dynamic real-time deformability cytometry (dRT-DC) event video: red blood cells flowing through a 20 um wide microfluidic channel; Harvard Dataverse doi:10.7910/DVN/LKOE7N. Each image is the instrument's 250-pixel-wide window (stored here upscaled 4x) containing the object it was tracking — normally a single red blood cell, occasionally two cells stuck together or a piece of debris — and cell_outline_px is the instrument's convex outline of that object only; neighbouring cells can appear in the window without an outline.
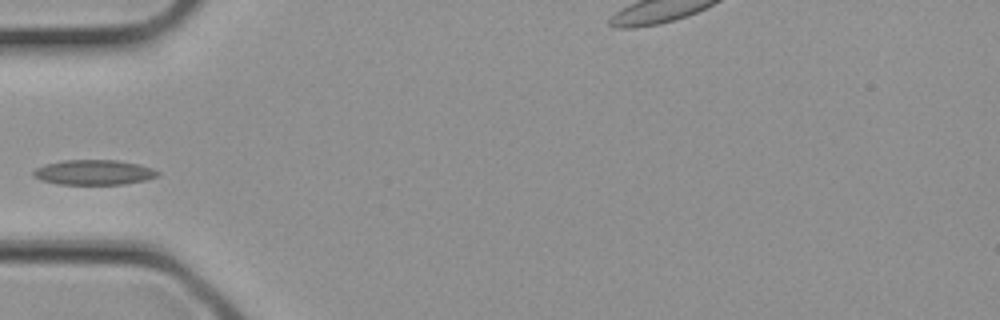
{"species": "common noctule bat (a hibernating species)", "species_latin": "Nyctalus noctula", "temperature_condition": "cold", "stored_images_in_passage": 1, "camera_frame_rate_fps": 3000, "um_per_image_px": 0.085, "animal": {"sex": "female", "body_mass_g": 21.9}, "frame": {"image": 1, "passage_image": 1, "time_ms": 0.0, "image_size_px": [1000, 320], "cell_outline_px": [[160, 176], [148, 180], [124, 184], [60, 184], [40, 180], [32, 176], [32, 172], [36, 168], [44, 164], [64, 160], [116, 160], [136, 164], [152, 168], [160, 172]], "centroid_in_image_um": [7.98, 14.65], "position_along_channel_um": 77.0, "area_um2": 18.21}}